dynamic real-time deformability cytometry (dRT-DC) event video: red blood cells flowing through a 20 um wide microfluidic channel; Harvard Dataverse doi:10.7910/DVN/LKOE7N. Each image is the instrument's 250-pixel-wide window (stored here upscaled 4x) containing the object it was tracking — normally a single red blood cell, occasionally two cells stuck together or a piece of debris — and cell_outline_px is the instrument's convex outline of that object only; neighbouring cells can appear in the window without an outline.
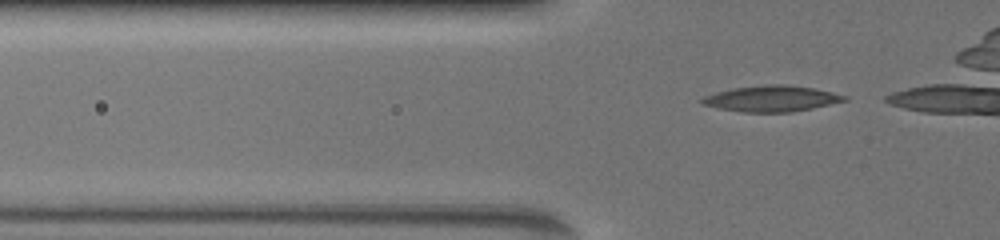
{"species": "common noctule bat (a hibernating species)", "species_latin": "Nyctalus noctula", "temperature_condition": "warm", "stored_images_in_passage": 20, "camera_frame_rate_fps": 3000, "um_per_image_px": 0.085, "animal": {"sex": "female", "body_mass_g": 19.5, "forearm_length_mm": 54.1}, "frame": {"image": 1, "passage_image": 2, "time_ms": 0.333, "image_size_px": [1000, 240], "cell_outline_px": [[848, 100], [812, 108], [792, 112], [744, 112], [720, 108], [700, 104], [696, 100], [704, 96], [716, 92], [732, 88], [776, 84], [812, 88], [832, 92], [848, 96]], "centroid_in_image_um": [65.54, 8.39], "position_along_channel_um": 60.3, "area_um2": 21.33}}
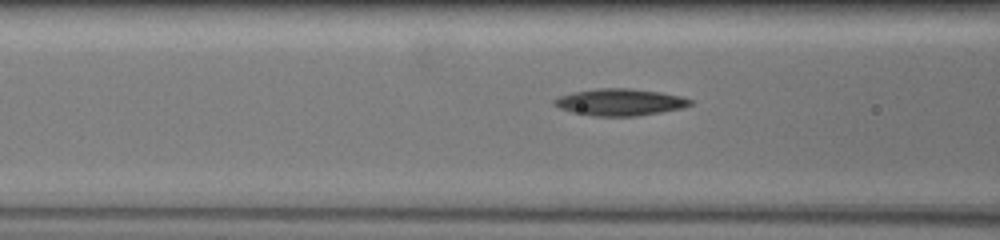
{"frame": {"image": 2, "passage_image": 15, "time_ms": 2.0, "image_size_px": [1000, 240], "cell_outline_px": [[692, 104], [680, 108], [664, 112], [636, 116], [592, 116], [572, 112], [560, 108], [552, 104], [552, 100], [560, 96], [572, 92], [600, 88], [628, 88], [656, 92], [676, 96], [692, 100]], "centroid_in_image_um": [52.62, 8.69], "position_along_channel_um": 114.0, "area_um2": 21.04}}